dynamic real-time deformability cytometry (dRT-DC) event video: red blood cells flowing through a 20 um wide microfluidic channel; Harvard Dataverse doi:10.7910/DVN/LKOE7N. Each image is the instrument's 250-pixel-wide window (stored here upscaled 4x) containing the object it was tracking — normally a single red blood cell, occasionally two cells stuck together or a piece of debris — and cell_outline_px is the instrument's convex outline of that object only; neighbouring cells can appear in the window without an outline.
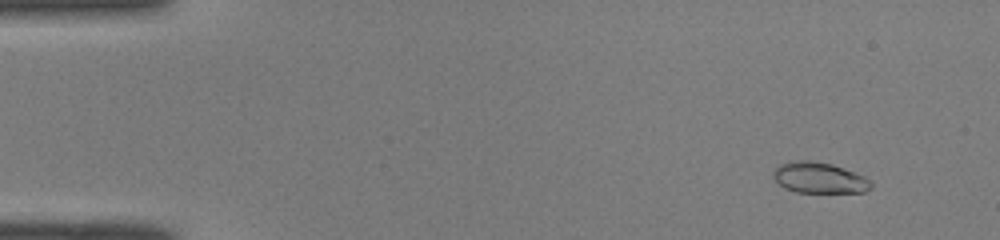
{"species": "common noctule bat (a hibernating species)", "species_latin": "Nyctalus noctula", "temperature_condition": "room temperature", "stored_images_in_passage": 51, "camera_frame_rate_fps": 3000, "um_per_image_px": 0.085, "animal": {"sex": "male", "body_mass_g": 19.0, "forearm_length_mm": 50.8}, "frame": {"image": 1, "passage_image": 5, "time_ms": 1.333, "image_size_px": [1000, 240], "cell_outline_px": [[872, 188], [864, 192], [796, 192], [784, 188], [772, 176], [772, 172], [780, 164], [792, 160], [808, 160], [832, 164], [864, 176], [872, 184]], "centroid_in_image_um": [69.61, 15.11], "position_along_channel_um": 15.4, "area_um2": 17.51}}
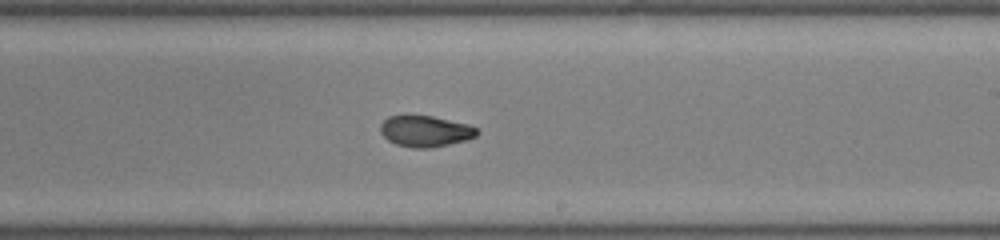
{"frame": {"image": 2, "passage_image": 31, "time_ms": 10.0, "image_size_px": [1000, 240], "cell_outline_px": [[480, 132], [476, 136], [468, 140], [428, 148], [412, 148], [396, 144], [388, 140], [380, 132], [380, 124], [388, 116], [432, 116], [468, 124], [476, 128]], "centroid_in_image_um": [36.16, 11.16], "position_along_channel_um": 252.8, "area_um2": 17.46}}
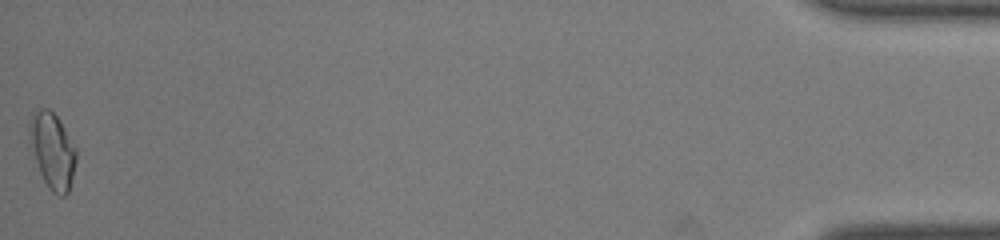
{"frame": {"image": 3, "passage_image": 51, "time_ms": 16.667, "image_size_px": [1000, 240], "cell_outline_px": [[76, 160], [68, 192], [64, 196], [60, 196], [52, 192], [48, 188], [40, 172], [36, 160], [28, 132], [28, 124], [36, 112], [40, 108], [48, 108], [56, 116], [64, 128], [76, 148]], "centroid_in_image_um": [4.47, 12.82], "position_along_channel_um": 430.7, "area_um2": 20.06}, "authors_computed_cell_mechanics": {"area_um2": 17.9758, "velocity_mm_per_s": 4.0862, "shape_relaxation_time_tau1_ms": 10.4881, "shape_relaxation_time_tau2_ms": 1.3982, "deformation_change_tau1": 0.2988, "deformation_change_tau2": 0.0595}}